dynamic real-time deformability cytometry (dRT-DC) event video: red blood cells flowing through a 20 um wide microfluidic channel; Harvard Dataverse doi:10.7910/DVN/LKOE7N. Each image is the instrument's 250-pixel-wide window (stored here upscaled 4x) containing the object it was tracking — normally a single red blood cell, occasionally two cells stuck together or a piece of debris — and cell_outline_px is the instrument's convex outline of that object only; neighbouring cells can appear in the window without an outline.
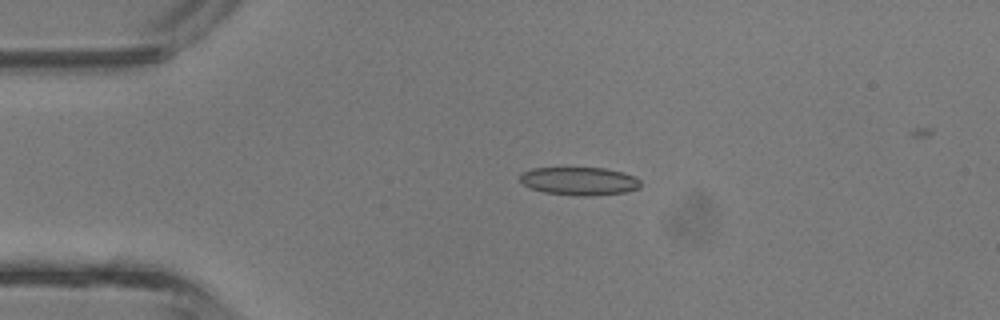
{"species": "common noctule bat (a hibernating species)", "species_latin": "Nyctalus noctula", "temperature_condition": "room temperature", "stored_images_in_passage": 4, "camera_frame_rate_fps": 3000, "um_per_image_px": 0.085, "animal": {"sex": "male", "body_mass_g": 13.3}, "frame": {"image": 1, "passage_image": 2, "time_ms": 0.333, "image_size_px": [1000, 320], "cell_outline_px": [[640, 188], [624, 192], [592, 196], [576, 196], [544, 192], [532, 188], [524, 184], [520, 180], [520, 176], [524, 172], [532, 168], [604, 168], [624, 172], [640, 180]], "centroid_in_image_um": [49.26, 15.4], "position_along_channel_um": 35.7, "area_um2": 19.65}}